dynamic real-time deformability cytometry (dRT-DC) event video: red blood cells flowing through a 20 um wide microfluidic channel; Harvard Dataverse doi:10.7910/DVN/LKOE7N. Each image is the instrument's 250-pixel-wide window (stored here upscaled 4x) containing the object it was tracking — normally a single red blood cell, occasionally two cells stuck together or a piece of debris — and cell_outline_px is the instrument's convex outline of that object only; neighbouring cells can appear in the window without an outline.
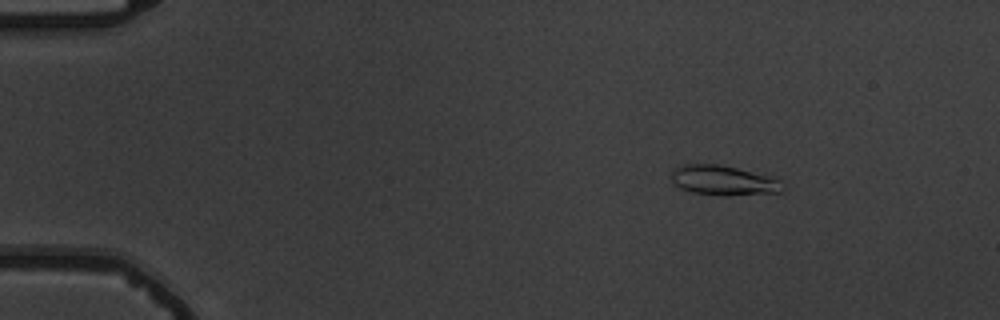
{"species": "common noctule bat (a hibernating species)", "species_latin": "Nyctalus noctula", "temperature_condition": "warm", "stored_images_in_passage": 55, "camera_frame_rate_fps": 3000, "um_per_image_px": 0.085, "animal": {"sex": "male", "body_mass_g": 19.5, "forearm_length_mm": 54.6}, "frame": {"image": 1, "passage_image": 8, "time_ms": 2.333, "image_size_px": [1000, 320], "cell_outline_px": [[788, 188], [780, 192], [724, 196], [692, 192], [680, 188], [672, 180], [672, 168], [680, 164], [716, 164], [776, 176], [784, 180]], "centroid_in_image_um": [61.6, 15.33], "position_along_channel_um": 23.4, "area_um2": 19.88}}
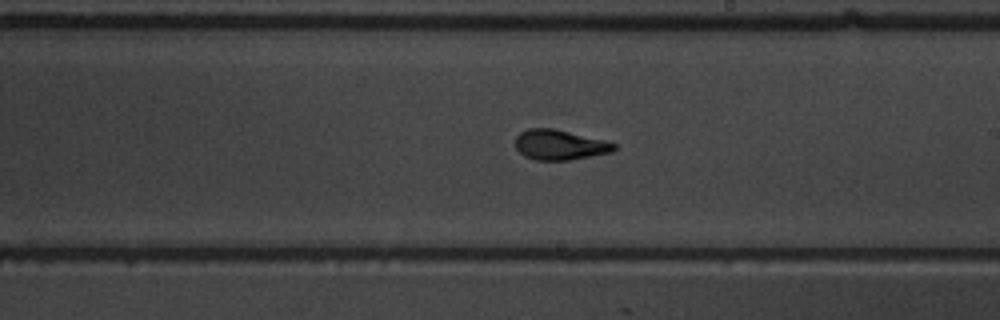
{"frame": {"image": 2, "passage_image": 33, "time_ms": 10.667, "image_size_px": [1000, 320], "cell_outline_px": [[616, 148], [612, 152], [568, 160], [536, 160], [524, 156], [516, 148], [516, 136], [520, 132], [528, 128], [552, 128], [604, 140], [616, 144]], "centroid_in_image_um": [47.55, 12.31], "position_along_channel_um": 241.4, "area_um2": 17.17}}
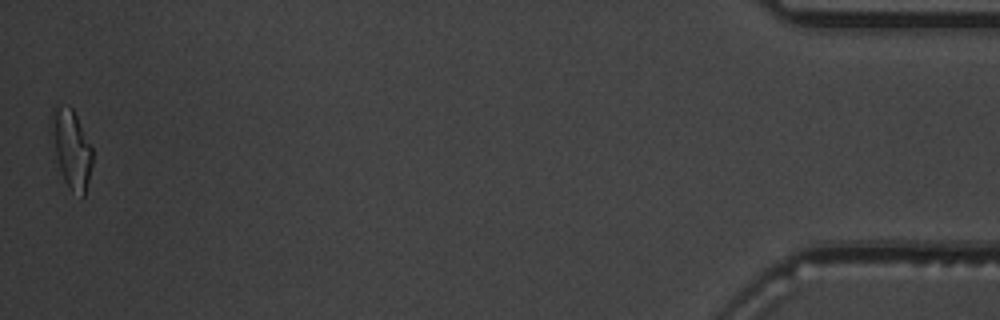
{"frame": {"image": 3, "passage_image": 55, "time_ms": 18.0, "image_size_px": [1000, 320], "cell_outline_px": [[92, 164], [84, 196], [72, 192], [64, 180], [60, 168], [56, 152], [52, 116], [52, 108], [68, 104], [72, 108], [92, 148]], "centroid_in_image_um": [6.12, 12.66], "position_along_channel_um": 429.1, "area_um2": 17.69}, "authors_computed_cell_mechanics": {"area_um2": 17.629, "velocity_mm_per_s": 3.7232, "shape_relaxation_time_tau1_ms": 5.2578, "shape_relaxation_time_tau2_ms": 1.2046, "deformation_change_tau1": 0.2034, "deformation_change_tau2": 0.0775}}